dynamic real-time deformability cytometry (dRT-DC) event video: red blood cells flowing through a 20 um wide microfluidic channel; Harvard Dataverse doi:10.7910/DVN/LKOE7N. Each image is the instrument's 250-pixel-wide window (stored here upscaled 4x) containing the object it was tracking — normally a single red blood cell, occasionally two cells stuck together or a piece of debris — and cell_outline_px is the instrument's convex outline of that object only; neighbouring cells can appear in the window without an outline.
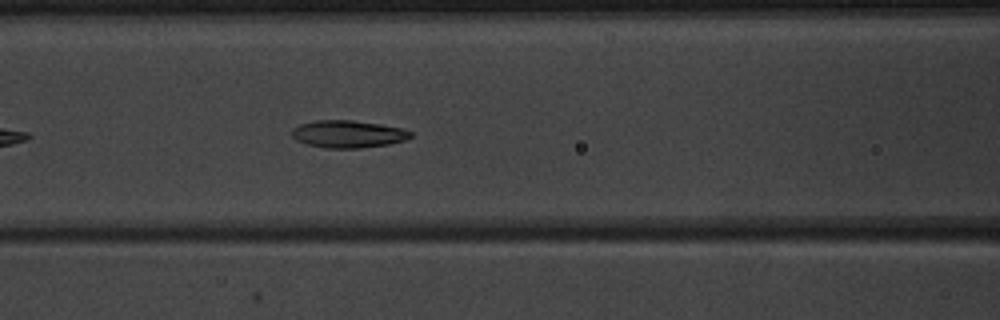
{"species": "common noctule bat (a hibernating species)", "species_latin": "Nyctalus noctula", "temperature_condition": "warm", "stored_images_in_passage": 12, "camera_frame_rate_fps": 3000, "um_per_image_px": 0.085, "animal": {"sex": "male", "body_mass_g": 20.1, "forearm_length_mm": 53.5}, "frame": {"image": 1, "passage_image": 9, "time_ms": 2.667, "image_size_px": [1000, 320], "cell_outline_px": [[412, 136], [404, 140], [388, 144], [360, 148], [324, 148], [308, 144], [296, 140], [292, 136], [292, 128], [300, 124], [316, 120], [352, 120], [380, 124], [404, 128], [412, 132]], "centroid_in_image_um": [29.58, 11.39], "position_along_channel_um": 137.0, "area_um2": 18.96}}